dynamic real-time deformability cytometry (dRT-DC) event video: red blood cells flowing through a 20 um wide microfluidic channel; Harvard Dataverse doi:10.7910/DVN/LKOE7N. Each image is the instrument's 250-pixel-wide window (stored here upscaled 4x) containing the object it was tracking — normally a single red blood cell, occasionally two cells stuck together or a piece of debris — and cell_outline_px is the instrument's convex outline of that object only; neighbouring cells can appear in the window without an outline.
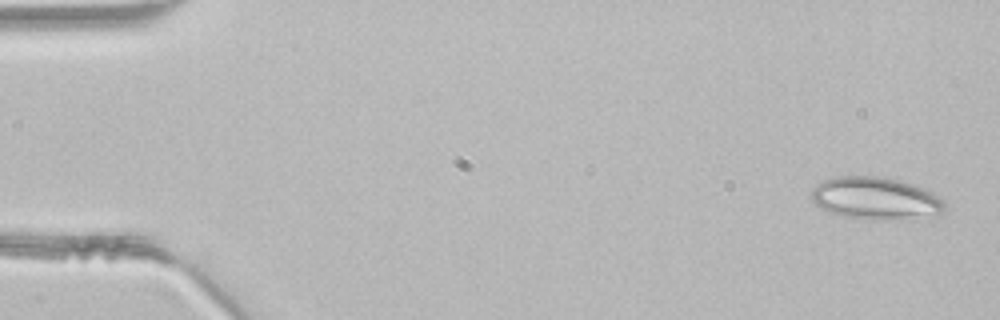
{"species": "common noctule bat (a hibernating species)", "species_latin": "Nyctalus noctula", "temperature_condition": "room temperature", "stored_images_in_passage": 45, "camera_frame_rate_fps": 3000, "um_per_image_px": 0.085, "animal": {"sex": "male", "body_mass_g": 21.5, "forearm_length_mm": 52.0}, "frame": {"image": 1, "passage_image": 1, "time_ms": 0.0, "image_size_px": [1000, 320], "cell_outline_px": [[944, 208], [940, 212], [912, 220], [864, 220], [844, 216], [828, 212], [816, 204], [808, 196], [812, 188], [816, 184], [824, 180], [836, 176], [884, 176], [900, 180], [924, 188], [932, 192], [944, 200]], "centroid_in_image_um": [74.39, 16.86], "position_along_channel_um": 10.6, "area_um2": 33.52}}
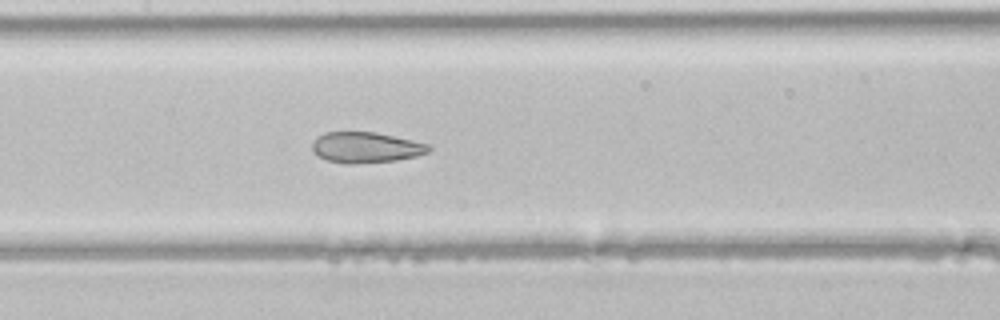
{"frame": {"image": 2, "passage_image": 21, "time_ms": 6.667, "image_size_px": [1000, 320], "cell_outline_px": [[432, 148], [428, 152], [416, 156], [396, 160], [352, 164], [344, 164], [328, 160], [320, 156], [312, 148], [312, 144], [316, 136], [324, 132], [376, 132], [428, 144]], "centroid_in_image_um": [31.09, 12.53], "position_along_channel_um": 176.3, "area_um2": 20.69}}
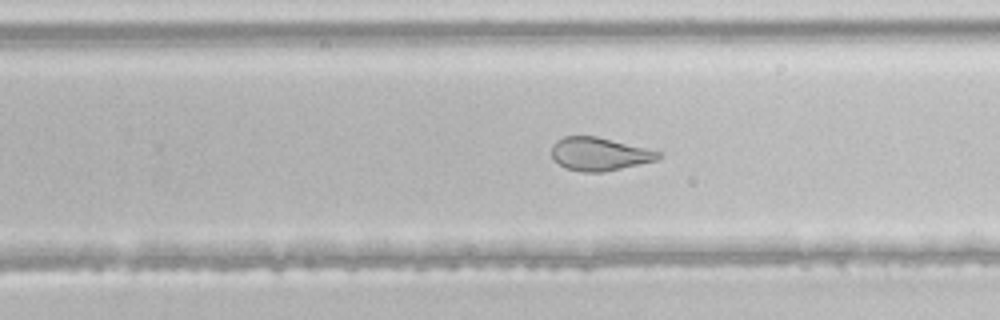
{"frame": {"image": 3, "passage_image": 28, "time_ms": 9.0, "image_size_px": [1000, 320], "cell_outline_px": [[660, 156], [656, 160], [604, 172], [580, 172], [568, 168], [560, 164], [552, 156], [552, 144], [556, 140], [564, 136], [596, 136], [660, 152]], "centroid_in_image_um": [50.9, 13.09], "position_along_channel_um": 278.9, "area_um2": 20.23}}